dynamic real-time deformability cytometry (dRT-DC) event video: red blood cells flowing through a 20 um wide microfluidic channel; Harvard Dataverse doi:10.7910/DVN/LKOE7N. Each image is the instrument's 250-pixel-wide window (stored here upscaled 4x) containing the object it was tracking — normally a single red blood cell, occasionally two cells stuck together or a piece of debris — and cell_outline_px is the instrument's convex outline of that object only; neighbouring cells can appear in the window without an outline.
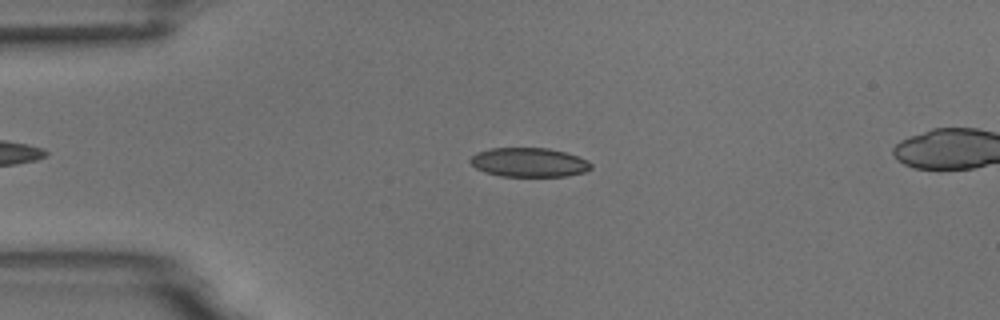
{"species": "common noctule bat (a hibernating species)", "species_latin": "Nyctalus noctula", "temperature_condition": "room temperature", "stored_images_in_passage": 48, "camera_frame_rate_fps": 3000, "um_per_image_px": 0.085, "animal": {"sex": "male", "body_mass_g": 18.8}, "frame": {"image": 1, "passage_image": 12, "time_ms": 3.667, "image_size_px": [1000, 320], "cell_outline_px": [[592, 168], [584, 172], [568, 176], [500, 176], [484, 172], [476, 168], [468, 160], [476, 152], [492, 148], [548, 148], [564, 152], [588, 160], [592, 164]], "centroid_in_image_um": [44.95, 13.8], "position_along_channel_um": 40.0, "area_um2": 20.52}}
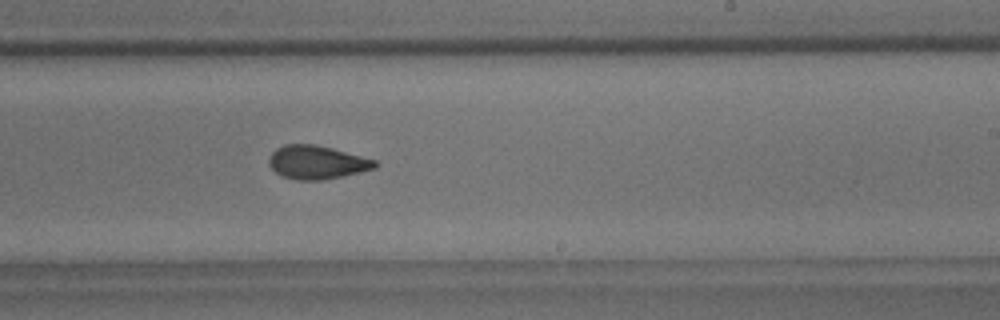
{"frame": {"image": 2, "passage_image": 32, "time_ms": 10.333, "image_size_px": [1000, 320], "cell_outline_px": [[380, 164], [376, 168], [344, 176], [324, 180], [296, 180], [280, 176], [268, 164], [268, 160], [272, 152], [276, 148], [284, 144], [316, 144], [332, 148], [376, 160]], "centroid_in_image_um": [26.93, 13.8], "position_along_channel_um": 262.1, "area_um2": 20.92}}
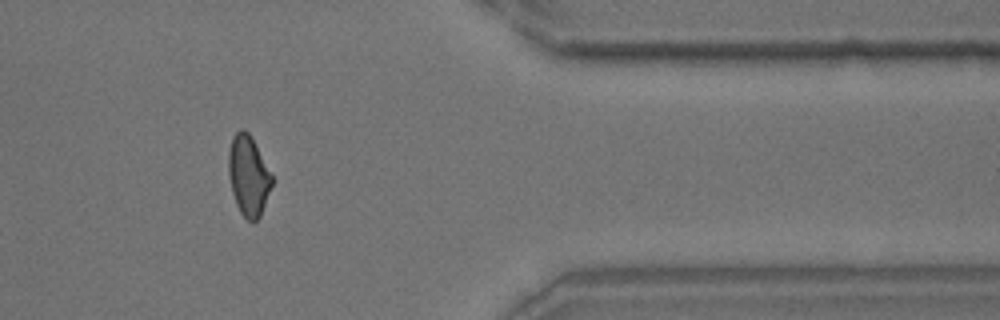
{"frame": {"image": 3, "passage_image": 44, "time_ms": 14.333, "image_size_px": [1000, 320], "cell_outline_px": [[272, 184], [260, 216], [252, 224], [240, 212], [236, 204], [232, 192], [228, 172], [228, 152], [232, 136], [240, 128], [244, 128], [252, 136], [272, 176]], "centroid_in_image_um": [21.09, 14.9], "position_along_channel_um": 390.3, "area_um2": 20.29}, "authors_computed_cell_mechanics": {"area_um2": 20.6924, "velocity_mm_per_s": 3.7284, "shape_relaxation_time_tau1_ms": 6.8395, "shape_relaxation_time_tau2_ms": 2.0594, "deformation_change_tau1": 0.1681, "deformation_change_tau2": 0.0859}}